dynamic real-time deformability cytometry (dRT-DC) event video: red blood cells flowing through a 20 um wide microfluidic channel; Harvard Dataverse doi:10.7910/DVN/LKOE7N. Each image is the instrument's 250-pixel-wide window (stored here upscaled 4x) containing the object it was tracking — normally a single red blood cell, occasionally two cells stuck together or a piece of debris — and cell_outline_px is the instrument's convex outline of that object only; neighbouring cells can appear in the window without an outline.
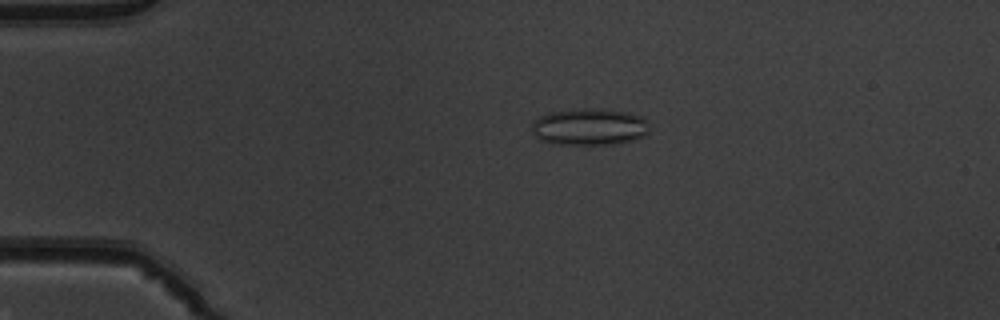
{"species": "common noctule bat (a hibernating species)", "species_latin": "Nyctalus noctula", "temperature_condition": "warm", "stored_images_in_passage": 52, "camera_frame_rate_fps": 3000, "um_per_image_px": 0.085, "animal": {"sex": "male", "body_mass_g": 19.5, "forearm_length_mm": 54.6}, "frame": {"image": 1, "passage_image": 12, "time_ms": 3.667, "image_size_px": [1000, 320], "cell_outline_px": [[648, 132], [632, 140], [612, 144], [556, 144], [540, 140], [532, 132], [532, 124], [540, 116], [548, 112], [584, 108], [600, 108], [628, 112], [640, 116], [648, 120]], "centroid_in_image_um": [50.09, 10.77], "position_along_channel_um": 34.9, "area_um2": 25.2}}
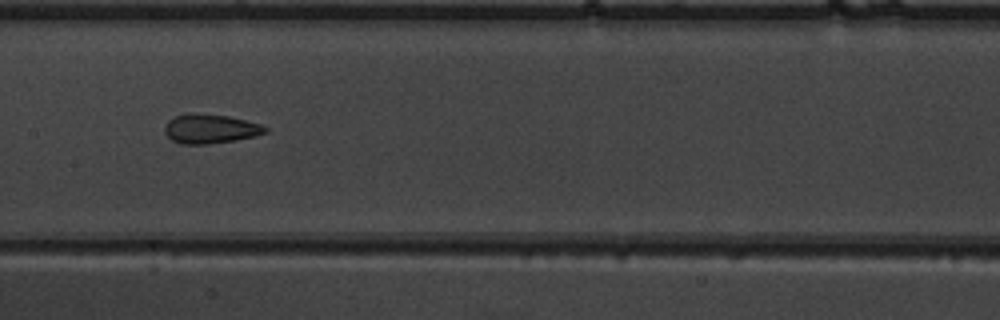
{"frame": {"image": 2, "passage_image": 27, "time_ms": 8.667, "image_size_px": [1000, 320], "cell_outline_px": [[268, 132], [256, 136], [236, 140], [208, 144], [180, 144], [172, 140], [164, 132], [164, 124], [168, 120], [176, 116], [188, 112], [196, 112], [228, 116], [260, 124], [268, 128]], "centroid_in_image_um": [17.85, 10.94], "position_along_channel_um": 189.6, "area_um2": 17.4}}
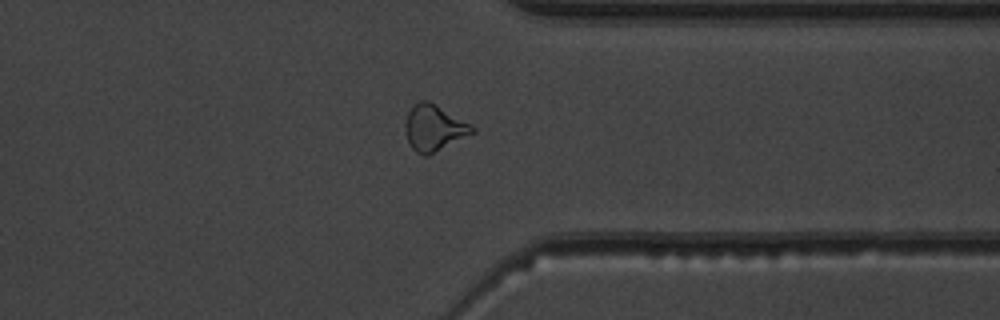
{"frame": {"image": 3, "passage_image": 41, "time_ms": 13.333, "image_size_px": [1000, 320], "cell_outline_px": [[476, 132], [428, 156], [424, 156], [416, 152], [412, 148], [408, 140], [404, 128], [404, 124], [408, 112], [420, 100], [428, 100], [436, 104], [472, 124], [476, 128]], "centroid_in_image_um": [36.92, 10.88], "position_along_channel_um": 374.5, "area_um2": 18.15}, "authors_computed_cell_mechanics": {"area_um2": 18.5827, "velocity_mm_per_s": 4.0206, "shape_relaxation_time_tau1_ms": null, "shape_relaxation_time_tau2_ms": 1.454, "deformation_change_tau1": null, "deformation_change_tau2": 0.0967}}